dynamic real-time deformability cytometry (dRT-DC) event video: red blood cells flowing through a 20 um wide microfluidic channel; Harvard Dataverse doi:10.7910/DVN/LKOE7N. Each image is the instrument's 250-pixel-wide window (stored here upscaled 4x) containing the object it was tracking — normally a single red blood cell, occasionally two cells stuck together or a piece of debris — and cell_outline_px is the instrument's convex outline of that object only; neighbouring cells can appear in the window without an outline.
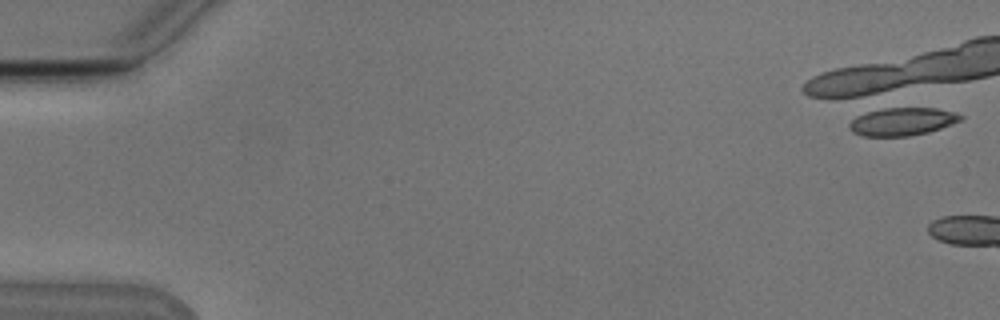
{"species": "Egyptian fruit bat (a non-hibernating species)", "species_latin": "Rousettus aegyptiacus", "temperature_condition": "cold", "stored_images_in_passage": 1, "camera_frame_rate_fps": 3000, "um_per_image_px": 0.085, "animal": {"sex": "male"}, "frame": {"image": 1, "passage_image": 1, "time_ms": 0.0, "image_size_px": [1000, 320], "cell_outline_px": [[964, 116], [960, 120], [952, 124], [928, 132], [908, 136], [864, 136], [852, 132], [848, 128], [848, 124], [856, 116], [876, 108], [892, 104], [936, 108], [956, 112]], "centroid_in_image_um": [76.66, 10.27], "position_along_channel_um": 8.3, "area_um2": 19.07}}